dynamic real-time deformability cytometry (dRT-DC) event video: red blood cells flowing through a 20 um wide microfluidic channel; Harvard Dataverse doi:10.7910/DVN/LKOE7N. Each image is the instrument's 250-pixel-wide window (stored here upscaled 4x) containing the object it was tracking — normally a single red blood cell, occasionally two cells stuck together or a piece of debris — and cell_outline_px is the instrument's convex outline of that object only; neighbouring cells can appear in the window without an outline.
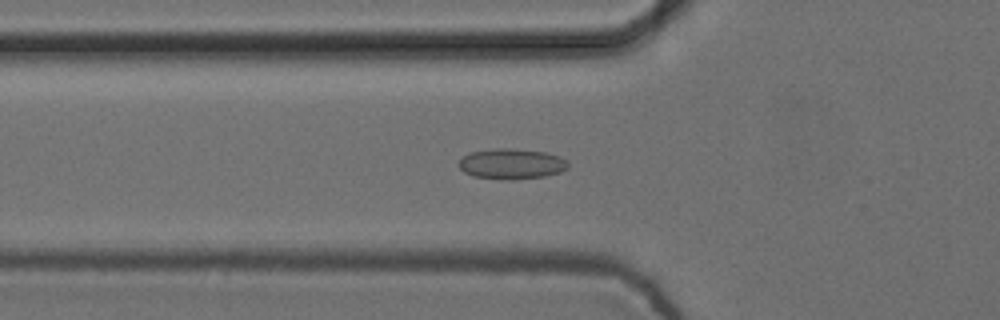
{"species": "common noctule bat (a hibernating species)", "species_latin": "Nyctalus noctula", "temperature_condition": "cold", "stored_images_in_passage": 43, "camera_frame_rate_fps": 3000, "um_per_image_px": 0.085, "animal": {"sex": "female", "body_mass_g": 24.6, "forearm_length_mm": 56.2}, "frame": {"image": 1, "passage_image": 7, "time_ms": 2.0, "image_size_px": [1000, 320], "cell_outline_px": [[568, 168], [560, 172], [544, 176], [508, 180], [472, 176], [464, 172], [456, 164], [464, 156], [472, 152], [496, 148], [512, 148], [544, 152], [568, 160]], "centroid_in_image_um": [43.46, 13.93], "position_along_channel_um": 82.3, "area_um2": 19.31}}
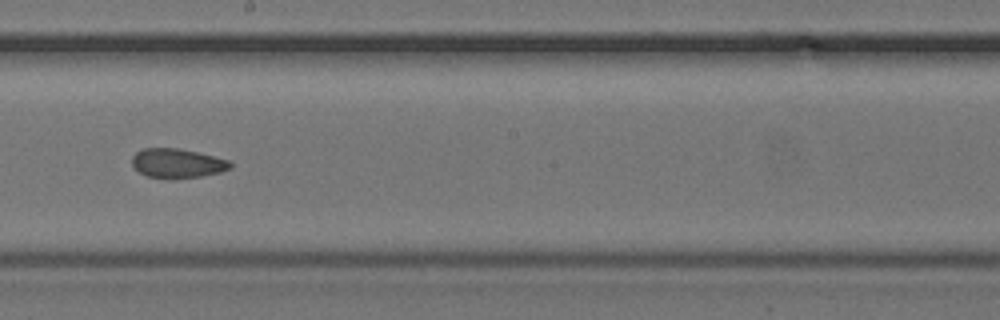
{"frame": {"image": 2, "passage_image": 19, "time_ms": 6.0, "image_size_px": [1000, 320], "cell_outline_px": [[232, 168], [220, 172], [200, 176], [148, 176], [140, 172], [132, 164], [132, 156], [136, 152], [144, 148], [180, 148], [232, 160]], "centroid_in_image_um": [15.12, 13.83], "position_along_channel_um": 233.1, "area_um2": 16.3}}
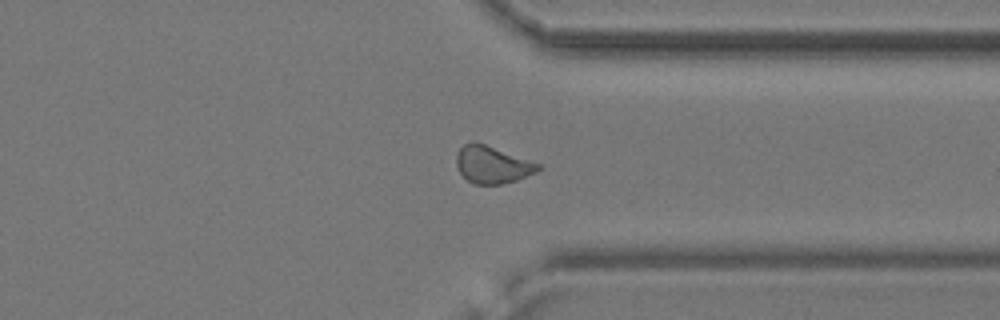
{"frame": {"image": 3, "passage_image": 30, "time_ms": 9.667, "image_size_px": [1000, 320], "cell_outline_px": [[540, 168], [536, 172], [516, 180], [500, 184], [476, 184], [468, 180], [460, 172], [456, 164], [456, 156], [460, 148], [464, 144], [472, 140], [476, 140], [540, 164]], "centroid_in_image_um": [41.82, 13.97], "position_along_channel_um": 369.6, "area_um2": 17.69}, "authors_computed_cell_mechanics": {"area_um2": 17.5134, "velocity_mm_per_s": 3.7524, "shape_relaxation_time_tau1_ms": null, "shape_relaxation_time_tau2_ms": 2.0391, "deformation_change_tau1": null, "deformation_change_tau2": 0.0706}}